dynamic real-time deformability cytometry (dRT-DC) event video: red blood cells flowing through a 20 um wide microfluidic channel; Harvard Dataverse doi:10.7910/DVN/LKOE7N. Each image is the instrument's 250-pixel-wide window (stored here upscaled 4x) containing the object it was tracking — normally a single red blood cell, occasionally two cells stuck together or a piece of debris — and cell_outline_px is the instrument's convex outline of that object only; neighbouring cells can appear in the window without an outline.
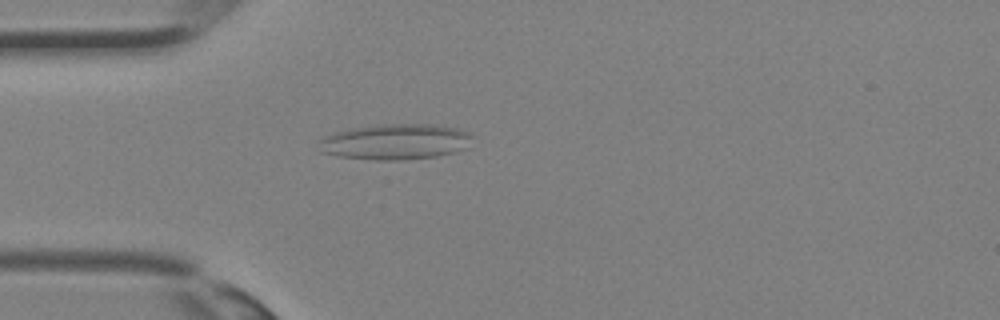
{"species": "Egyptian fruit bat (a non-hibernating species)", "species_latin": "Rousettus aegyptiacus", "temperature_condition": "room temperature", "stored_images_in_passage": 27, "camera_frame_rate_fps": 3000, "um_per_image_px": 0.085, "animal": {"sex": "female"}, "frame": {"image": 1, "passage_image": 2, "time_ms": 0.333, "image_size_px": [1000, 320], "cell_outline_px": [[472, 136], [468, 148], [456, 152], [436, 156], [400, 160], [376, 160], [336, 156], [316, 152], [316, 140], [320, 136], [332, 132], [352, 128], [376, 124], [436, 124], [460, 128], [472, 132]], "centroid_in_image_um": [33.53, 12.04], "position_along_channel_um": 51.5, "area_um2": 33.0}}
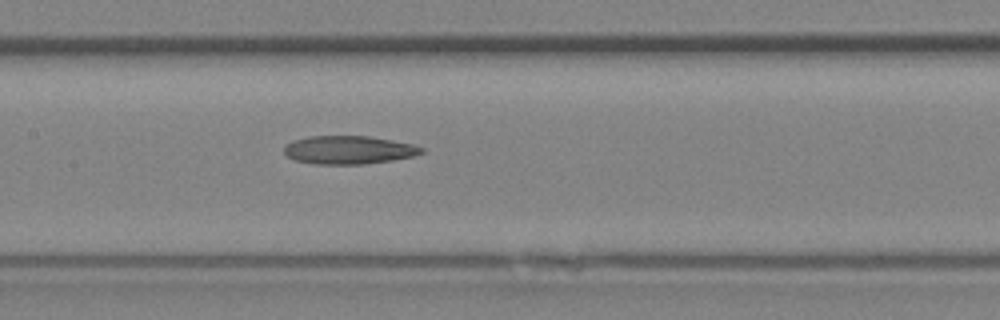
{"frame": {"image": 2, "passage_image": 9, "time_ms": 2.667, "image_size_px": [1000, 320], "cell_outline_px": [[424, 152], [412, 156], [392, 160], [364, 164], [312, 164], [296, 160], [288, 156], [284, 152], [284, 144], [292, 140], [308, 136], [368, 136], [392, 140], [412, 144], [424, 148]], "centroid_in_image_um": [29.61, 12.74], "position_along_channel_um": 177.8, "area_um2": 22.66}}
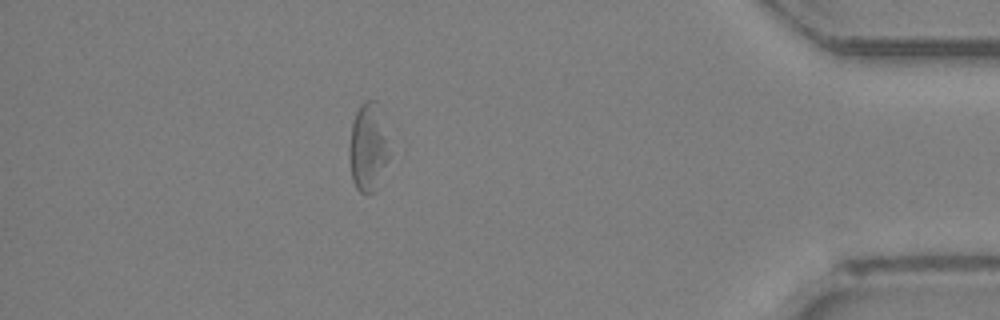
{"frame": {"image": 3, "passage_image": 23, "time_ms": 7.333, "image_size_px": [1000, 320], "cell_outline_px": [[392, 152], [372, 192], [360, 192], [356, 188], [352, 180], [348, 152], [348, 148], [352, 124], [356, 112], [360, 104], [364, 100], [376, 100]], "centroid_in_image_um": [31.28, 12.47], "position_along_channel_um": 403.9, "area_um2": 20.46}}